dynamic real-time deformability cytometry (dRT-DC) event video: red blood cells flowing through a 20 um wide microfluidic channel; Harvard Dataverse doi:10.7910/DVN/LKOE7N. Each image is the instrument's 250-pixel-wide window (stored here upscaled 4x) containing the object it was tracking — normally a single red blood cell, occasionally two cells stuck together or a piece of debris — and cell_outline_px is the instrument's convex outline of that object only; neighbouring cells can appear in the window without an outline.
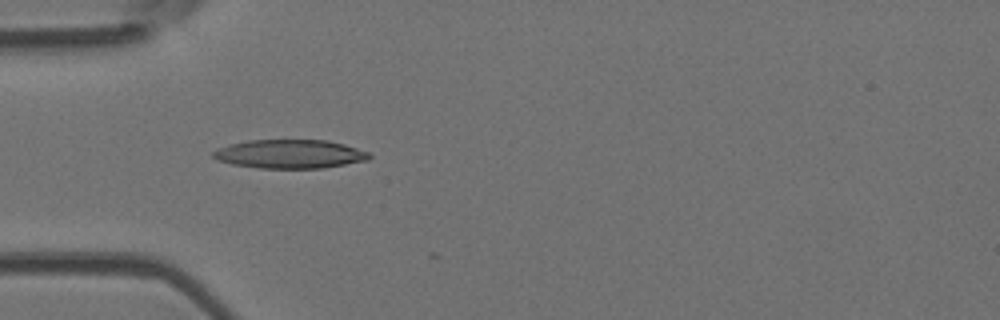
{"species": "Egyptian fruit bat (a non-hibernating species)", "species_latin": "Rousettus aegyptiacus", "temperature_condition": "room temperature", "stored_images_in_passage": 3, "camera_frame_rate_fps": 3000, "um_per_image_px": 0.085, "animal": {"sex": "female"}, "frame": {"image": 1, "passage_image": 1, "time_ms": 0.0, "image_size_px": [1000, 320], "cell_outline_px": [[372, 156], [368, 160], [320, 168], [260, 168], [232, 164], [220, 160], [212, 156], [212, 152], [216, 148], [248, 140], [328, 140], [344, 144], [368, 152]], "centroid_in_image_um": [24.63, 13.08], "position_along_channel_um": 60.4, "area_um2": 25.95}}